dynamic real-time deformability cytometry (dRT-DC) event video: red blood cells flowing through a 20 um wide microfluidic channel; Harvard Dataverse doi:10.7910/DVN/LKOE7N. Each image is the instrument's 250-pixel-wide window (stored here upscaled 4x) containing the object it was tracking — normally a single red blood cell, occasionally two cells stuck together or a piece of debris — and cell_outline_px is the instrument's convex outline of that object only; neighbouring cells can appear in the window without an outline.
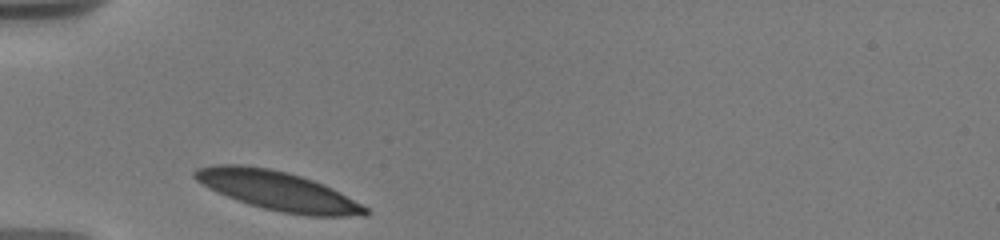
{"species": "human", "species_latin": "Homo sapiens", "temperature_condition": "warm", "stored_images_in_passage": 31, "camera_frame_rate_fps": 3000, "um_per_image_px": 0.085, "donor": {"sex": "male"}, "frame": {"image": 1, "passage_image": 1, "time_ms": 0.0, "image_size_px": [1000, 240], "cell_outline_px": [[368, 216], [308, 216], [280, 212], [248, 204], [216, 192], [208, 188], [196, 180], [192, 176], [192, 172], [196, 168], [212, 164], [240, 164], [268, 168], [288, 172], [324, 184], [340, 192], [368, 208]], "centroid_in_image_um": [23.58, 16.21], "position_along_channel_um": 61.4, "area_um2": 38.96}}
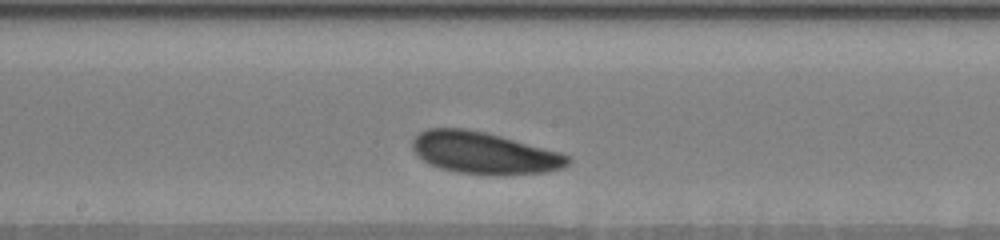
{"frame": {"image": 2, "passage_image": 14, "time_ms": 4.333, "image_size_px": [1000, 240], "cell_outline_px": [[572, 160], [564, 168], [544, 172], [492, 176], [488, 176], [460, 172], [440, 168], [428, 164], [416, 156], [412, 148], [412, 140], [420, 132], [428, 128], [464, 128], [484, 132], [500, 136], [560, 152], [572, 156]], "centroid_in_image_um": [41.15, 13.01], "position_along_channel_um": 207.1, "area_um2": 38.21}}
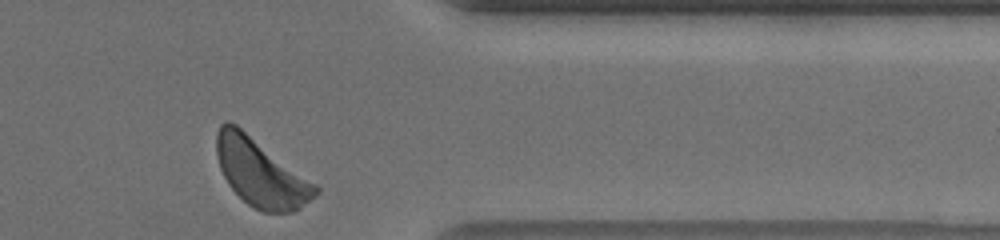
{"frame": {"image": 3, "passage_image": 31, "time_ms": 9.667, "image_size_px": [1000, 240], "cell_outline_px": [[320, 192], [316, 196], [300, 208], [292, 212], [264, 212], [252, 208], [228, 184], [220, 168], [216, 156], [216, 132], [220, 124], [228, 120], [236, 124], [316, 184], [320, 188]], "centroid_in_image_um": [22.15, 14.68], "position_along_channel_um": 389.2, "area_um2": 38.84}, "authors_computed_cell_mechanics": {"area_um2": 37.7434, "velocity_mm_per_s": 3.5633, "shape_relaxation_time_tau1_ms": 1.0077, "shape_relaxation_time_tau2_ms": null, "deformation_change_tau1": 0.0621, "deformation_change_tau2": null}}